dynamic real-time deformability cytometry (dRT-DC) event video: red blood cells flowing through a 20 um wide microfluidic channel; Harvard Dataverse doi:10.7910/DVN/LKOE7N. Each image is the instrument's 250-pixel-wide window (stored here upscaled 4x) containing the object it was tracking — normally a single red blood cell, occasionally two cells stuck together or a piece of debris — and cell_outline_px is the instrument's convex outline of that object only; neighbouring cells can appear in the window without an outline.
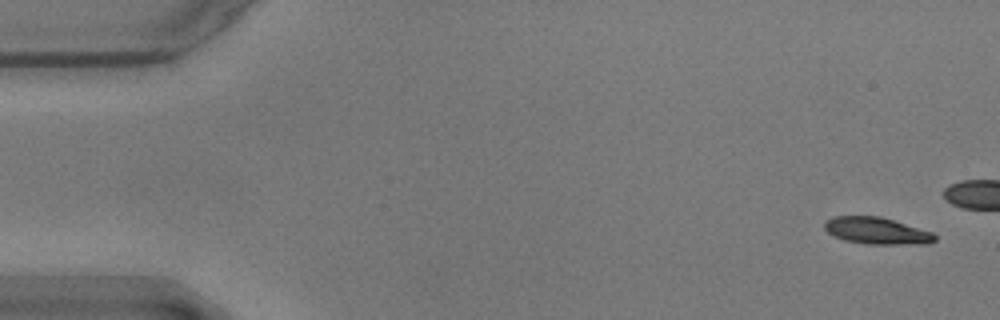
{"species": "common noctule bat (a hibernating species)", "species_latin": "Nyctalus noctula", "temperature_condition": "warm", "stored_images_in_passage": 44, "camera_frame_rate_fps": 3000, "um_per_image_px": 0.085, "animal": {"sex": "male", "body_mass_g": 17.9}, "frame": {"image": 1, "passage_image": 1, "time_ms": 0.0, "image_size_px": [1000, 320], "cell_outline_px": [[936, 240], [928, 244], [868, 244], [844, 240], [828, 232], [824, 228], [824, 220], [832, 216], [880, 216], [932, 232], [936, 236]], "centroid_in_image_um": [74.51, 19.61], "position_along_channel_um": 10.5, "area_um2": 17.22}}
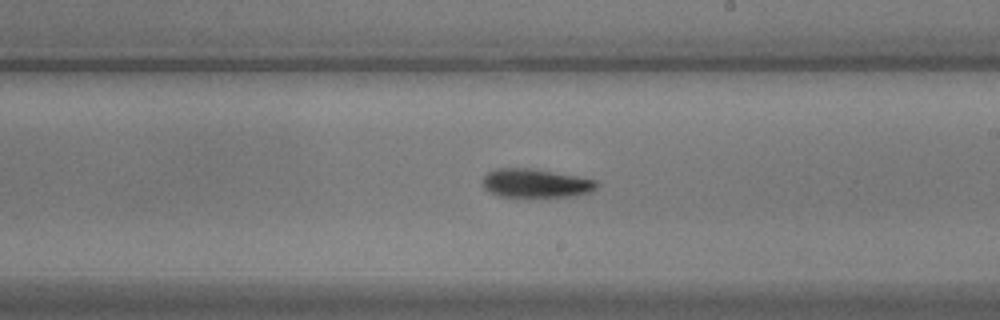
{"frame": {"image": 2, "passage_image": 31, "time_ms": 10.0, "image_size_px": [1000, 320], "cell_outline_px": [[600, 184], [592, 192], [576, 196], [500, 196], [488, 192], [484, 188], [484, 176], [488, 172], [496, 168], [536, 168], [596, 180]], "centroid_in_image_um": [45.57, 15.56], "position_along_channel_um": 243.4, "area_um2": 19.13}}
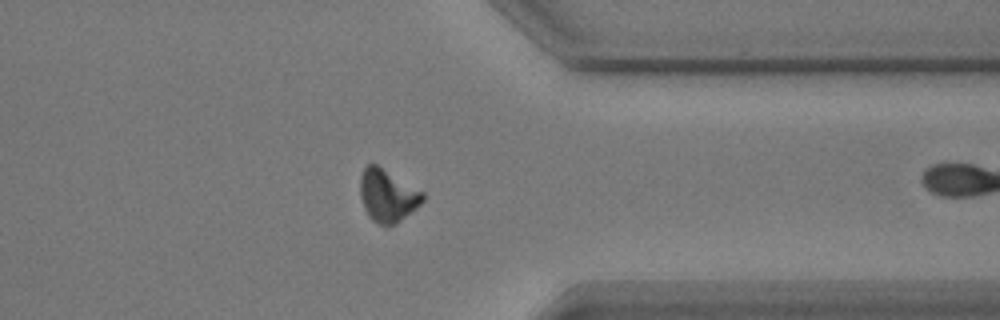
{"frame": {"image": 3, "passage_image": 43, "time_ms": 14.0, "image_size_px": [1000, 320], "cell_outline_px": [[424, 200], [416, 208], [396, 224], [380, 224], [372, 220], [368, 216], [364, 208], [360, 196], [360, 176], [364, 168], [368, 164], [376, 164], [424, 192]], "centroid_in_image_um": [32.93, 16.62], "position_along_channel_um": 378.5, "area_um2": 19.02}}